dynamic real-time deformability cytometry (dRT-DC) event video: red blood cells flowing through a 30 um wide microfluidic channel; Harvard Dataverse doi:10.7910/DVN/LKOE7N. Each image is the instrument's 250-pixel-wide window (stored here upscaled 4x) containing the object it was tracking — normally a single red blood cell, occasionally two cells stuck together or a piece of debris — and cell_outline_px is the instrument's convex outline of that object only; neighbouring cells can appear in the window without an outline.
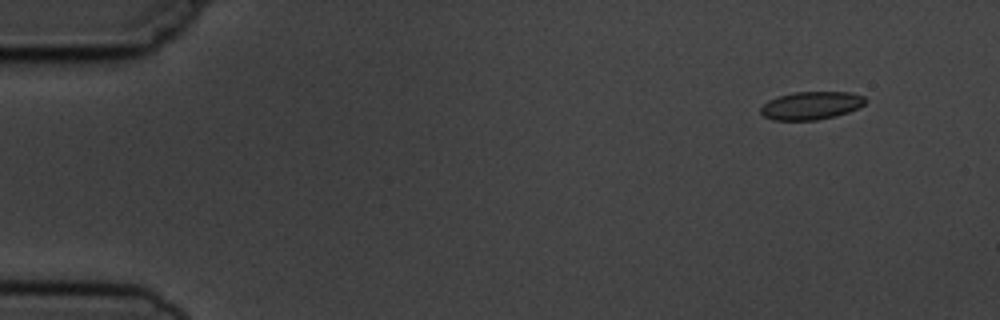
{"species": "common noctule bat (a hibernating species)", "species_latin": "Nyctalus noctula", "temperature_condition": "cold", "stored_images_in_passage": 4, "camera_frame_rate_fps": 3000, "um_per_image_px": 0.085, "animal": {"sex": "male", "body_mass_g": 19.5, "forearm_length_mm": 54.6}, "frame": {"image": 1, "passage_image": 1, "time_ms": 0.0, "image_size_px": [1000, 320], "cell_outline_px": [[868, 100], [864, 104], [848, 112], [836, 116], [816, 120], [772, 120], [764, 116], [760, 112], [760, 108], [768, 100], [780, 96], [796, 92], [848, 92], [864, 96]], "centroid_in_image_um": [68.95, 8.97], "position_along_channel_um": 16.1, "area_um2": 16.99}}
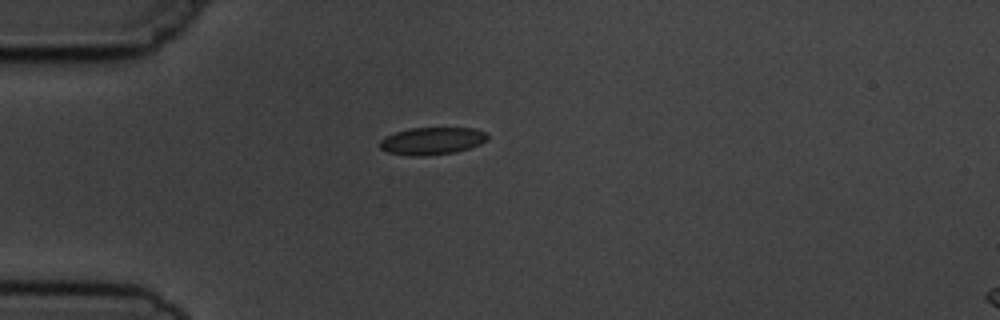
{"frame": {"image": 2, "passage_image": 4, "time_ms": 3.333, "image_size_px": [1000, 320], "cell_outline_px": [[488, 140], [480, 144], [456, 152], [428, 156], [408, 156], [388, 152], [380, 148], [380, 140], [384, 136], [408, 128], [476, 128], [488, 132]], "centroid_in_image_um": [36.74, 11.98], "position_along_channel_um": 48.3, "area_um2": 17.46}}